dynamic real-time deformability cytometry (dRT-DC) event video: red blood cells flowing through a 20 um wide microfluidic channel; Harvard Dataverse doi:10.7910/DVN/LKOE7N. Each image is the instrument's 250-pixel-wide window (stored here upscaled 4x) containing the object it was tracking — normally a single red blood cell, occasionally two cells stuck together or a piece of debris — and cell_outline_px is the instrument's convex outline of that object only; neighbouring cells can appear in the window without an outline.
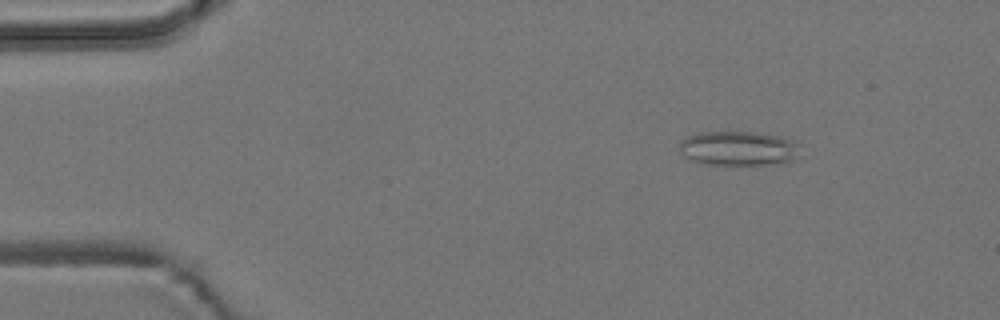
{"species": "common noctule bat (a hibernating species)", "species_latin": "Nyctalus noctula", "temperature_condition": "room temperature", "stored_images_in_passage": 6, "camera_frame_rate_fps": 3000, "um_per_image_px": 0.085, "animal": {"sex": "male", "body_mass_g": 19.2, "forearm_length_mm": 51.8}, "frame": {"image": 1, "passage_image": 1, "time_ms": 0.0, "image_size_px": [1000, 320], "cell_outline_px": [[800, 144], [792, 160], [764, 164], [708, 164], [692, 160], [680, 156], [680, 140], [688, 136], [700, 132], [756, 132], [780, 136], [796, 140]], "centroid_in_image_um": [62.72, 12.59], "position_along_channel_um": 22.3, "area_um2": 24.04}}
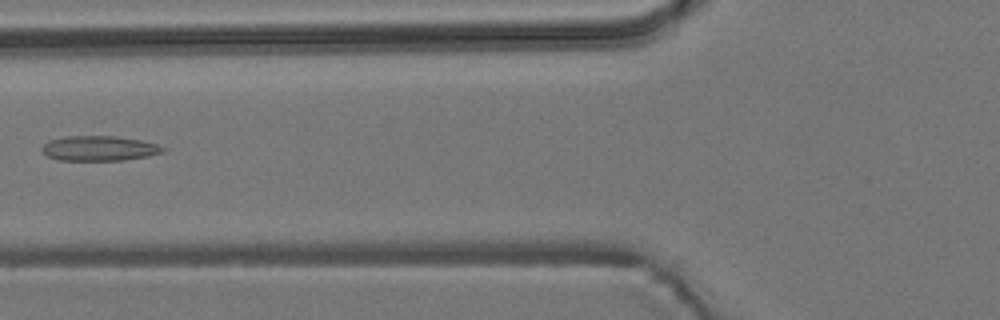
{"frame": {"image": 2, "passage_image": 5, "time_ms": 1.333, "image_size_px": [1000, 320], "cell_outline_px": [[168, 148], [164, 152], [148, 156], [124, 160], [60, 160], [48, 156], [40, 148], [48, 140], [68, 136], [116, 136], [140, 140], [156, 144]], "centroid_in_image_um": [8.46, 12.61], "position_along_channel_um": 117.3, "area_um2": 17.57}}
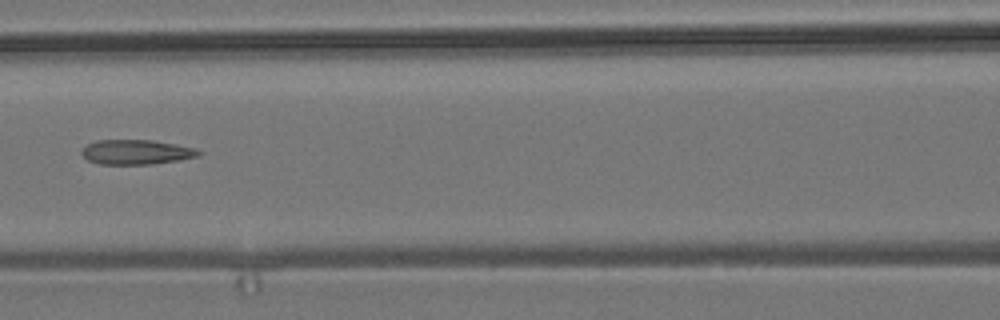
{"frame": {"image": 3, "passage_image": 6, "time_ms": 1.667, "image_size_px": [1000, 320], "cell_outline_px": [[204, 152], [200, 156], [180, 160], [152, 164], [100, 164], [88, 160], [80, 152], [88, 144], [96, 140], [152, 140], [176, 144], [196, 148]], "centroid_in_image_um": [11.65, 12.92], "position_along_channel_um": 155.0, "area_um2": 16.94}}